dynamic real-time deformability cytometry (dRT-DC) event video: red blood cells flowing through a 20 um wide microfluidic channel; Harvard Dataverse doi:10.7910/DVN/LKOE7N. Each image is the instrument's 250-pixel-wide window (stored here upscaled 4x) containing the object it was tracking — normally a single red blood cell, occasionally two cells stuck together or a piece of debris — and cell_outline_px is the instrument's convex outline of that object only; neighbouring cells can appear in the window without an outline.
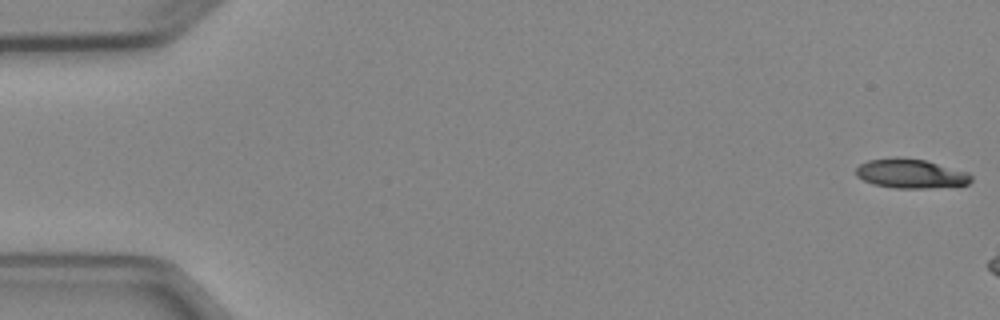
{"species": "Egyptian fruit bat (a non-hibernating species)", "species_latin": "Rousettus aegyptiacus", "temperature_condition": "cold", "stored_images_in_passage": 3, "camera_frame_rate_fps": 3000, "um_per_image_px": 0.085, "animal": {"sex": "female"}, "frame": {"image": 1, "passage_image": 1, "time_ms": 0.0, "image_size_px": [1000, 320], "cell_outline_px": [[972, 180], [968, 184], [932, 188], [896, 188], [872, 184], [856, 176], [856, 168], [860, 164], [868, 160], [896, 156], [900, 156], [924, 160], [968, 172], [972, 176]], "centroid_in_image_um": [77.39, 14.75], "position_along_channel_um": 7.6, "area_um2": 19.77}}